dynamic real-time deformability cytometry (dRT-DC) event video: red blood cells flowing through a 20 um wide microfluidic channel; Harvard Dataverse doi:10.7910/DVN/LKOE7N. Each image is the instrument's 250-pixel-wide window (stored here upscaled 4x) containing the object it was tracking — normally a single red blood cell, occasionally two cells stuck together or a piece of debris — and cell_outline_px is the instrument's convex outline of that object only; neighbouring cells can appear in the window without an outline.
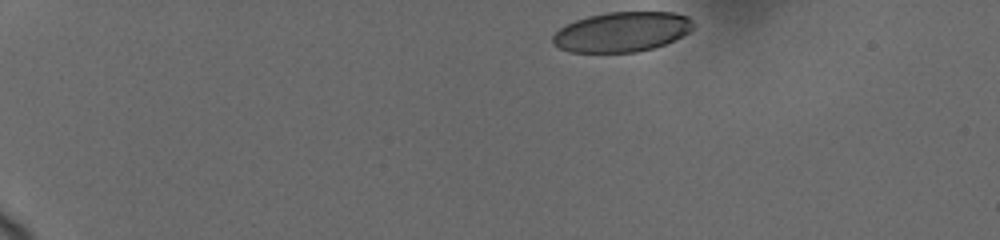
{"species": "human", "species_latin": "Homo sapiens", "temperature_condition": "cold", "stored_images_in_passage": 30, "camera_frame_rate_fps": 3000, "um_per_image_px": 0.085, "donor": {"sex": "female"}, "frame": {"image": 1, "passage_image": 1, "time_ms": 0.0, "image_size_px": [1000, 240], "cell_outline_px": [[692, 28], [688, 32], [664, 44], [652, 48], [636, 52], [568, 52], [552, 44], [552, 36], [560, 28], [576, 20], [588, 16], [608, 12], [672, 12], [688, 16], [692, 20]], "centroid_in_image_um": [52.82, 2.71], "position_along_channel_um": 32.2, "area_um2": 32.43}}
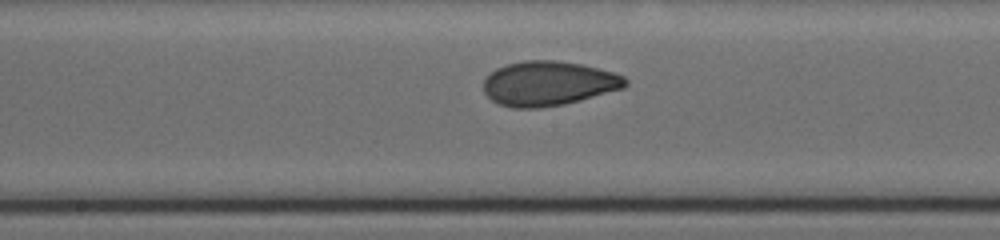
{"frame": {"image": 2, "passage_image": 16, "time_ms": 7.333, "image_size_px": [1000, 240], "cell_outline_px": [[628, 84], [624, 88], [580, 100], [564, 104], [540, 108], [512, 108], [496, 104], [484, 92], [484, 76], [496, 68], [508, 64], [524, 60], [556, 60], [580, 64], [612, 72], [624, 76], [628, 80]], "centroid_in_image_um": [46.59, 7.1], "position_along_channel_um": 201.6, "area_um2": 36.99}}
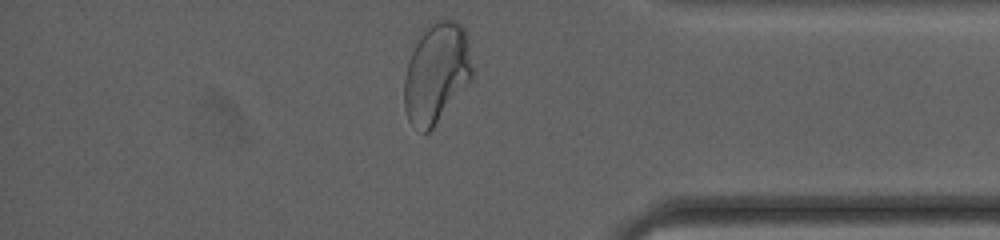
{"frame": {"image": 3, "passage_image": 30, "time_ms": 13.0, "image_size_px": [1000, 240], "cell_outline_px": [[472, 76], [432, 128], [428, 132], [424, 132], [408, 120], [404, 108], [404, 76], [408, 60], [416, 44], [424, 32], [436, 20], [456, 20], [464, 28], [468, 40], [472, 68]], "centroid_in_image_um": [37.08, 6.19], "position_along_channel_um": 398.1, "area_um2": 38.67}, "authors_computed_cell_mechanics": {"area_um2": 35.6048, "velocity_mm_per_s": 3.6892, "shape_relaxation_time_tau1_ms": 4.0263, "shape_relaxation_time_tau2_ms": 1.1831, "deformation_change_tau1": 0.155, "deformation_change_tau2": 0.0615}}